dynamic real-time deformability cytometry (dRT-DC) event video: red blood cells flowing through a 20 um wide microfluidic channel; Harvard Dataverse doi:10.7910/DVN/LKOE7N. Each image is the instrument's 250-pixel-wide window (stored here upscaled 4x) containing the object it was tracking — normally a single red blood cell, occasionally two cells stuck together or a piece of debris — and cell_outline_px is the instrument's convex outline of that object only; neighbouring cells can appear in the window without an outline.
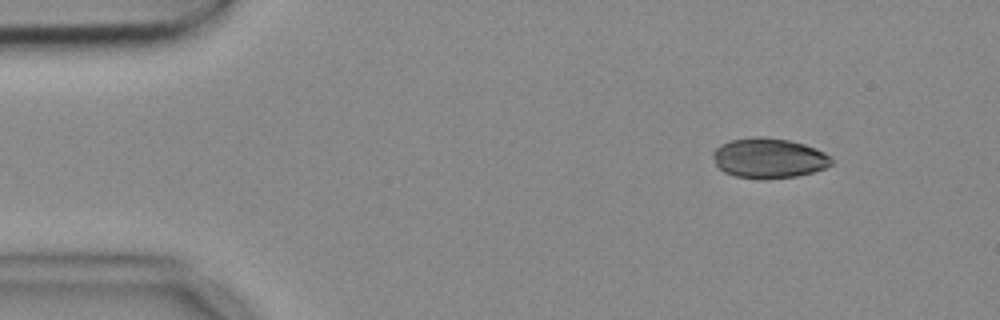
{"species": "common noctule bat (a hibernating species)", "species_latin": "Nyctalus noctula", "temperature_condition": "cold", "stored_images_in_passage": 3, "camera_frame_rate_fps": 3000, "um_per_image_px": 0.085, "animal": {"sex": "female", "body_mass_g": 18.4}, "frame": {"image": 1, "passage_image": 1, "time_ms": 0.0, "image_size_px": [1000, 320], "cell_outline_px": [[832, 164], [824, 168], [812, 172], [796, 176], [736, 176], [724, 172], [716, 164], [712, 156], [712, 152], [720, 144], [732, 140], [756, 136], [760, 136], [788, 140], [804, 144], [816, 148], [824, 152], [832, 160]], "centroid_in_image_um": [65.34, 13.39], "position_along_channel_um": 19.7, "area_um2": 26.76}}
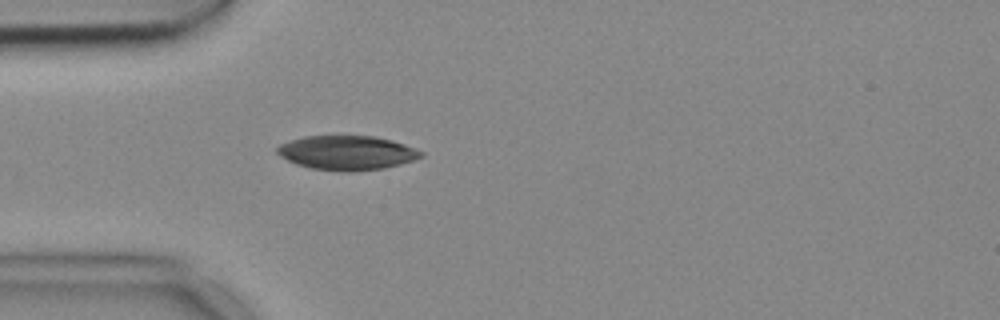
{"frame": {"image": 2, "passage_image": 3, "time_ms": 0.667, "image_size_px": [1000, 320], "cell_outline_px": [[424, 156], [400, 164], [384, 168], [352, 172], [348, 172], [308, 168], [296, 164], [280, 156], [276, 152], [276, 148], [280, 144], [304, 136], [376, 136], [392, 140], [416, 148], [424, 152]], "centroid_in_image_um": [29.5, 12.99], "position_along_channel_um": 55.5, "area_um2": 28.84}}